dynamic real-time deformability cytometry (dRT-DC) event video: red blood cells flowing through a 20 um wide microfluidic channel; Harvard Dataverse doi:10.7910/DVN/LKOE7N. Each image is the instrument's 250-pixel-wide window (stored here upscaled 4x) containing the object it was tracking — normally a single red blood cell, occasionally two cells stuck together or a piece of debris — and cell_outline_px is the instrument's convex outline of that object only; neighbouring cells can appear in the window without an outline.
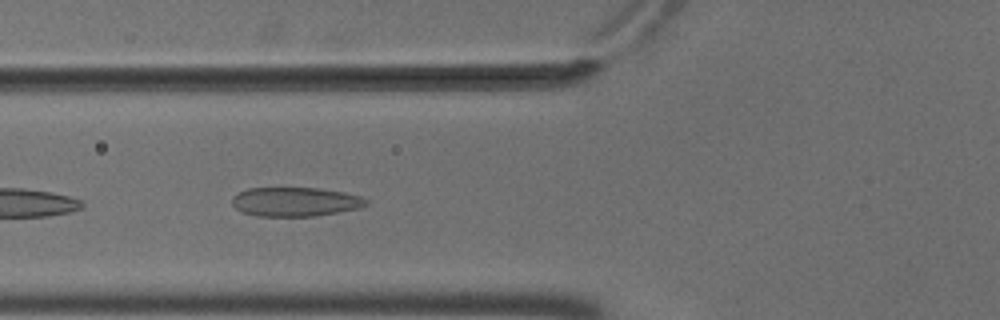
{"species": "common noctule bat (a hibernating species)", "species_latin": "Nyctalus noctula", "temperature_condition": "cold", "stored_images_in_passage": 9, "camera_frame_rate_fps": 3000, "um_per_image_px": 0.085, "animal": {"sex": "male", "body_mass_g": 18.8}, "frame": {"image": 1, "passage_image": 6, "time_ms": 1.667, "image_size_px": [1000, 320], "cell_outline_px": [[368, 204], [360, 208], [316, 216], [256, 216], [244, 212], [236, 208], [232, 204], [232, 196], [248, 188], [316, 188], [344, 192], [360, 196], [368, 200]], "centroid_in_image_um": [25.11, 17.15], "position_along_channel_um": 100.7, "area_um2": 22.72}}
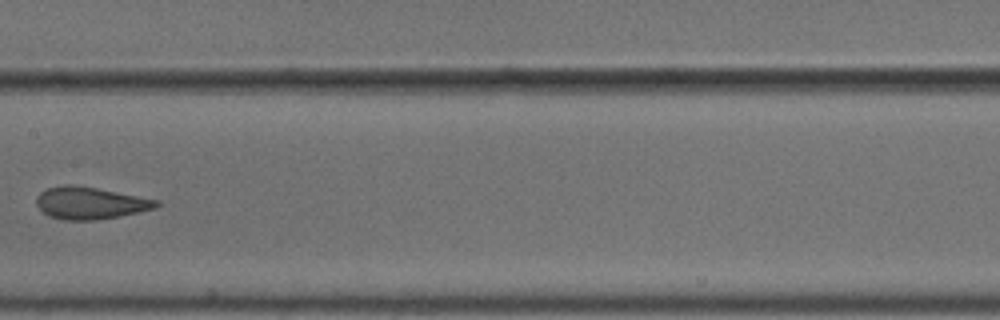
{"frame": {"image": 2, "passage_image": 8, "time_ms": 2.333, "image_size_px": [1000, 320], "cell_outline_px": [[160, 204], [156, 208], [120, 216], [92, 220], [64, 220], [48, 216], [36, 204], [36, 196], [40, 192], [48, 188], [64, 184], [72, 184], [96, 188], [160, 200]], "centroid_in_image_um": [7.66, 17.25], "position_along_channel_um": 199.7, "area_um2": 22.43}}
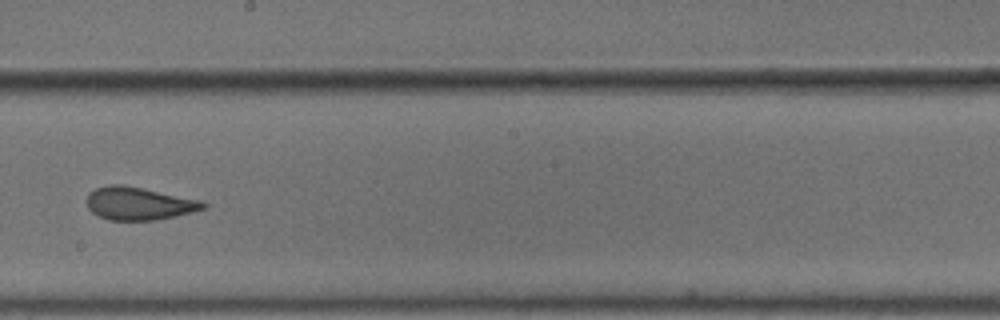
{"frame": {"image": 3, "passage_image": 9, "time_ms": 2.667, "image_size_px": [1000, 320], "cell_outline_px": [[208, 208], [192, 212], [156, 220], [108, 220], [92, 212], [88, 208], [84, 200], [88, 192], [96, 188], [108, 184], [124, 184], [200, 200], [208, 204]], "centroid_in_image_um": [11.77, 17.29], "position_along_channel_um": 236.4, "area_um2": 22.54}}